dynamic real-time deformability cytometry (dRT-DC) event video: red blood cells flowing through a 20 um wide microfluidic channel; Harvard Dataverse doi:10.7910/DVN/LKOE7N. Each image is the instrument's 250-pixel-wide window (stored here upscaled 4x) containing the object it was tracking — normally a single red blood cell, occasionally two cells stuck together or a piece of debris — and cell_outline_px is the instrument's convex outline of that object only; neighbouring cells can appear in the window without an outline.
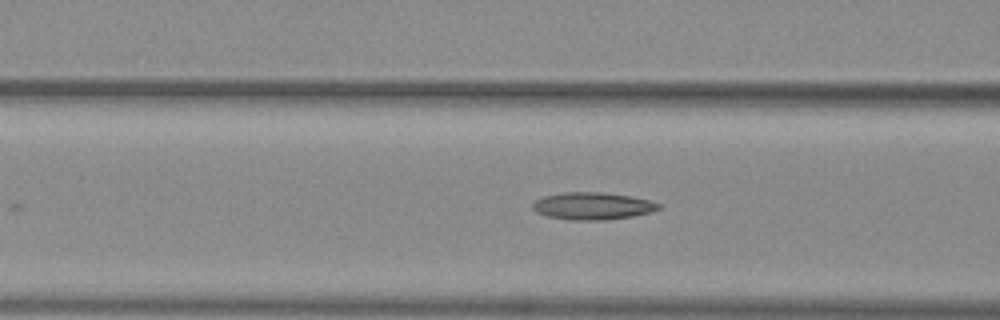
{"species": "common noctule bat (a hibernating species)", "species_latin": "Nyctalus noctula", "temperature_condition": "warm", "stored_images_in_passage": 14, "camera_frame_rate_fps": 3000, "um_per_image_px": 0.085, "animal": {"sex": "female", "body_mass_g": 29.2, "forearm_length_mm": 56.3}, "frame": {"image": 1, "passage_image": 9, "time_ms": 2.667, "image_size_px": [1000, 320], "cell_outline_px": [[660, 208], [652, 212], [632, 216], [604, 220], [572, 220], [548, 216], [536, 212], [532, 208], [532, 204], [536, 200], [544, 196], [564, 192], [600, 192], [632, 196], [648, 200], [660, 204]], "centroid_in_image_um": [50.37, 17.5], "position_along_channel_um": 116.2, "area_um2": 19.94}}
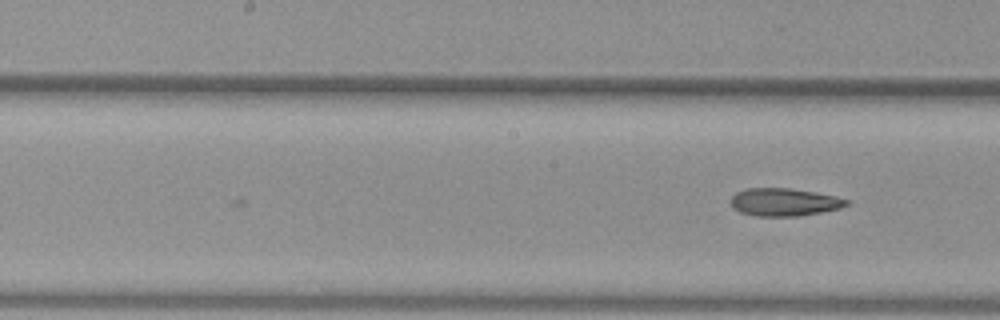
{"frame": {"image": 2, "passage_image": 14, "time_ms": 4.333, "image_size_px": [1000, 320], "cell_outline_px": [[848, 204], [840, 208], [800, 216], [756, 216], [740, 212], [732, 208], [728, 200], [736, 192], [748, 188], [788, 188], [836, 196], [848, 200]], "centroid_in_image_um": [66.59, 17.18], "position_along_channel_um": 181.6, "area_um2": 18.73}}